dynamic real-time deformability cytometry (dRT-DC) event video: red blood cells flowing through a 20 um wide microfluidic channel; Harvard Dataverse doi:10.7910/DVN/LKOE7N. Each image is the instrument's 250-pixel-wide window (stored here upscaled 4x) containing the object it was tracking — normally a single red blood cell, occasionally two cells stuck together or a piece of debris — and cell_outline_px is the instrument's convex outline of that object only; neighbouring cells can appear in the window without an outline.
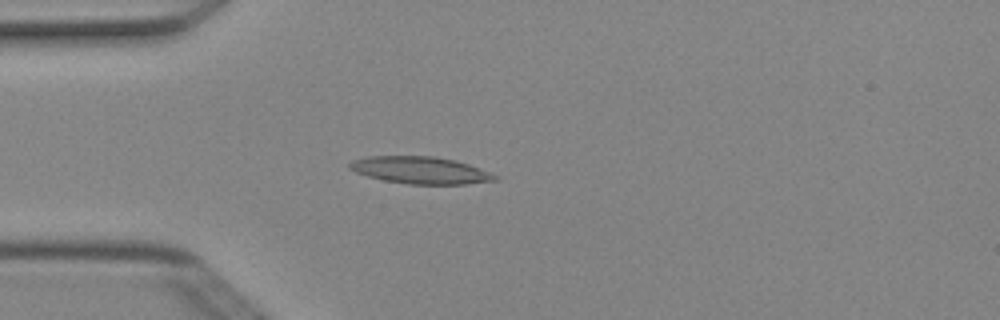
{"species": "Egyptian fruit bat (a non-hibernating species)", "species_latin": "Rousettus aegyptiacus", "temperature_condition": "cold", "stored_images_in_passage": 3, "camera_frame_rate_fps": 3000, "um_per_image_px": 0.085, "animal": {"sex": "female"}, "frame": {"image": 1, "passage_image": 3, "time_ms": 0.667, "image_size_px": [1000, 320], "cell_outline_px": [[496, 180], [464, 184], [408, 184], [384, 180], [368, 176], [356, 172], [348, 168], [348, 164], [352, 160], [368, 156], [432, 156], [456, 160], [468, 164], [488, 172], [496, 176]], "centroid_in_image_um": [35.68, 14.46], "position_along_channel_um": 49.3, "area_um2": 22.72}}